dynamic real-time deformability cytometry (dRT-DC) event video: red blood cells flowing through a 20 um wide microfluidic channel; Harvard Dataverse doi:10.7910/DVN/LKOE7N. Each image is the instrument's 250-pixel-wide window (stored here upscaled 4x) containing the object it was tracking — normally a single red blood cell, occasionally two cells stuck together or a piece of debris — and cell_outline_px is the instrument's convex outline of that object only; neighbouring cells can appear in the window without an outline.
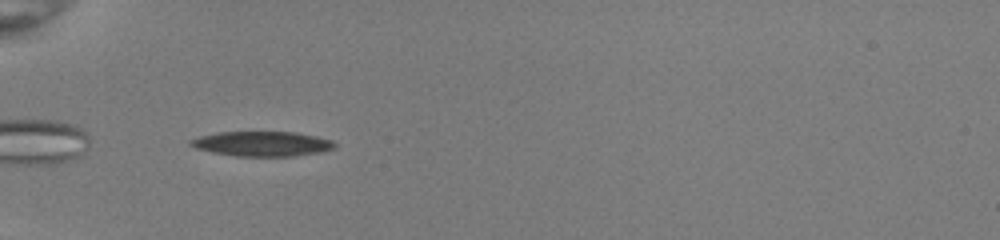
{"species": "common noctule bat (a hibernating species)", "species_latin": "Nyctalus noctula", "temperature_condition": "room temperature", "stored_images_in_passage": 35, "camera_frame_rate_fps": 3000, "um_per_image_px": 0.085, "animal": {"sex": "female", "body_mass_g": 22.0, "forearm_length_mm": 56.7}, "frame": {"image": 1, "passage_image": 1, "time_ms": 0.0, "image_size_px": [1000, 240], "cell_outline_px": [[336, 144], [332, 148], [320, 152], [292, 156], [236, 156], [212, 152], [196, 148], [188, 144], [188, 140], [200, 136], [216, 132], [296, 132], [316, 136], [332, 140]], "centroid_in_image_um": [22.24, 12.21], "position_along_channel_um": 62.8, "area_um2": 20.81}}
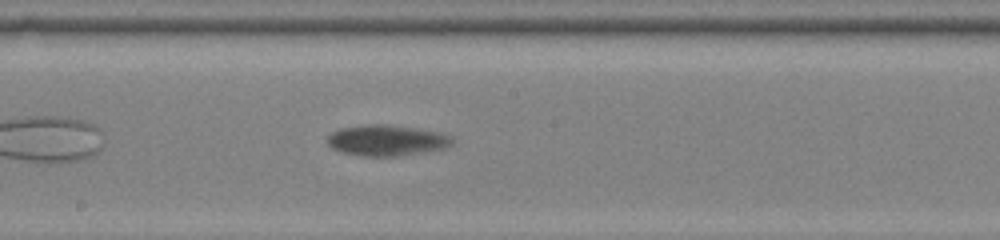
{"frame": {"image": 2, "passage_image": 14, "time_ms": 4.333, "image_size_px": [1000, 240], "cell_outline_px": [[452, 140], [448, 144], [440, 148], [424, 152], [396, 156], [364, 156], [344, 152], [332, 148], [328, 144], [328, 136], [332, 132], [340, 128], [368, 124], [392, 124], [440, 132], [452, 136]], "centroid_in_image_um": [32.83, 11.91], "position_along_channel_um": 215.4, "area_um2": 22.2}}
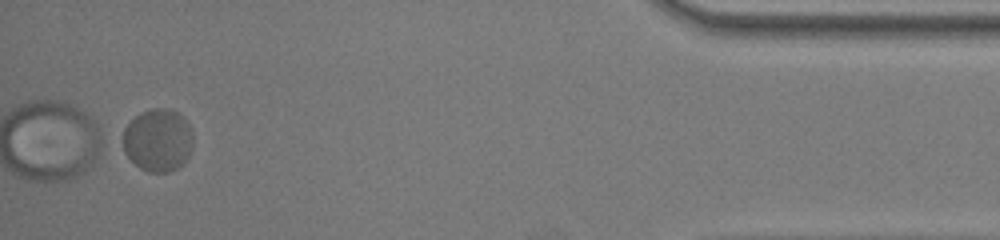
{"frame": {"image": 3, "passage_image": 35, "time_ms": 11.333, "image_size_px": [1000, 240], "cell_outline_px": [[192, 148], [188, 160], [176, 168], [168, 172], [148, 172], [140, 168], [124, 152], [124, 128], [140, 112], [152, 108], [168, 108], [184, 116], [192, 132]], "centroid_in_image_um": [13.45, 11.91], "position_along_channel_um": 421.7, "area_um2": 25.66}, "authors_computed_cell_mechanics": {"area_um2": 22.6576, "velocity_mm_per_s": 3.7649, "shape_relaxation_time_tau1_ms": 6.3673, "shape_relaxation_time_tau2_ms": null, "deformation_change_tau1": 0.1708, "deformation_change_tau2": null}}